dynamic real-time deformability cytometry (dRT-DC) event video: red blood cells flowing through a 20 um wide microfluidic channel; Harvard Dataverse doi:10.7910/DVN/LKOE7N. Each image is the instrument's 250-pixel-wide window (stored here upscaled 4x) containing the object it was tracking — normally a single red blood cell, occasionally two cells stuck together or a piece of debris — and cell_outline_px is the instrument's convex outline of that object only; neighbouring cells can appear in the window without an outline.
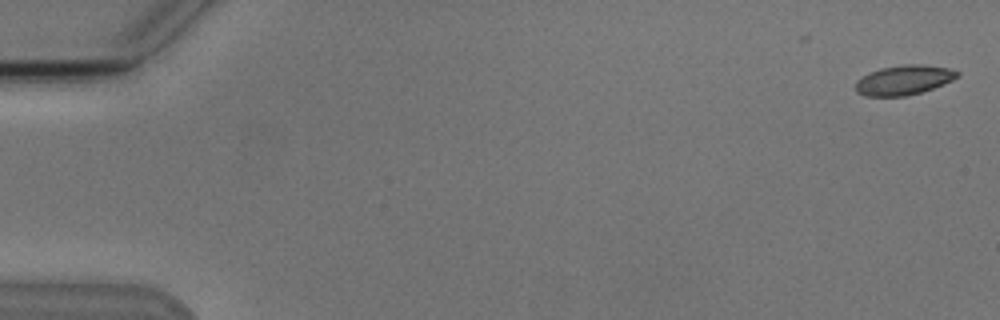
{"species": "Egyptian fruit bat (a non-hibernating species)", "species_latin": "Rousettus aegyptiacus", "temperature_condition": "cold", "stored_images_in_passage": 7, "camera_frame_rate_fps": 3000, "um_per_image_px": 0.085, "animal": {"sex": "male"}, "frame": {"image": 1, "passage_image": 1, "time_ms": 0.0, "image_size_px": [1000, 320], "cell_outline_px": [[960, 76], [944, 84], [908, 96], [864, 96], [856, 92], [856, 80], [868, 72], [880, 68], [904, 64], [924, 64], [948, 68], [960, 72]], "centroid_in_image_um": [76.81, 6.79], "position_along_channel_um": 8.2, "area_um2": 17.74}}
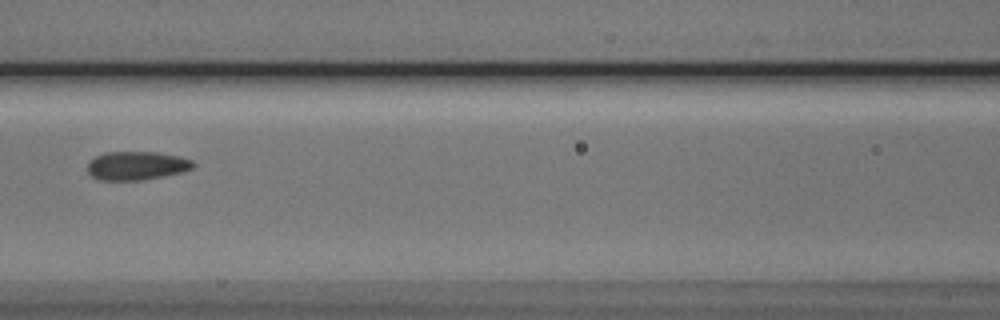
{"frame": {"image": 2, "passage_image": 7, "time_ms": 8.0, "image_size_px": [1000, 320], "cell_outline_px": [[196, 164], [192, 168], [180, 172], [144, 180], [100, 180], [92, 176], [88, 172], [88, 160], [104, 152], [156, 152], [180, 156], [192, 160]], "centroid_in_image_um": [11.6, 14.07], "position_along_channel_um": 155.0, "area_um2": 17.63}}